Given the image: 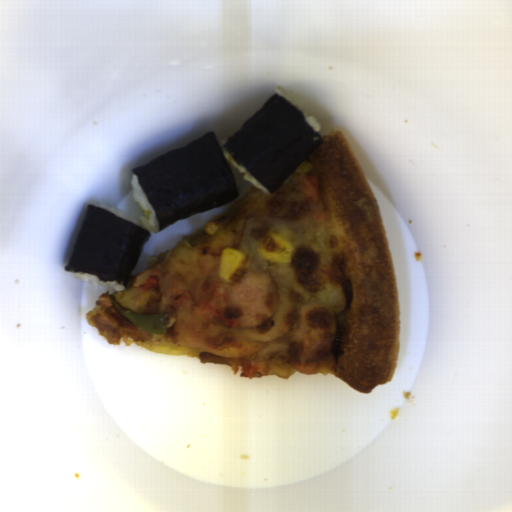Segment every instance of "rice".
Here are the masks:
<instances>
[{
	"mask_svg": "<svg viewBox=\"0 0 512 512\" xmlns=\"http://www.w3.org/2000/svg\"><path fill=\"white\" fill-rule=\"evenodd\" d=\"M131 185H132V195L133 199L138 202L141 208L147 210L149 212V217H141L140 221L130 214L126 213L123 210H120L118 208L108 206L105 204H94L93 206H96L132 225H135L148 233L157 234L160 231V223L158 220V217L156 215L155 209L147 196L140 179L137 175L134 173L131 177Z\"/></svg>",
	"mask_w": 512,
	"mask_h": 512,
	"instance_id": "rice-1",
	"label": "rice"
},
{
	"mask_svg": "<svg viewBox=\"0 0 512 512\" xmlns=\"http://www.w3.org/2000/svg\"><path fill=\"white\" fill-rule=\"evenodd\" d=\"M70 277H73L75 279H82L85 282L93 285V286H109L114 288L116 291H122L125 290L126 286H121L116 281H102L95 275L85 274V273H74L69 271Z\"/></svg>",
	"mask_w": 512,
	"mask_h": 512,
	"instance_id": "rice-2",
	"label": "rice"
},
{
	"mask_svg": "<svg viewBox=\"0 0 512 512\" xmlns=\"http://www.w3.org/2000/svg\"><path fill=\"white\" fill-rule=\"evenodd\" d=\"M275 94H279L281 95L284 99H286L289 103H291L296 109H298L305 121L318 133L320 132V129H321V124L319 123V121L317 119H315L314 117H312L311 115H307L302 109H300L296 104H294L290 97L288 96L287 92L284 90L283 87H277L275 88Z\"/></svg>",
	"mask_w": 512,
	"mask_h": 512,
	"instance_id": "rice-3",
	"label": "rice"
},
{
	"mask_svg": "<svg viewBox=\"0 0 512 512\" xmlns=\"http://www.w3.org/2000/svg\"><path fill=\"white\" fill-rule=\"evenodd\" d=\"M223 155L231 162V164L239 171L241 172L242 174H244V178L250 182L251 184H253L254 186H256L258 189H260L261 191L265 192V193H268L269 194V190H267L264 186H262L259 182H257L226 150L225 148L223 147Z\"/></svg>",
	"mask_w": 512,
	"mask_h": 512,
	"instance_id": "rice-4",
	"label": "rice"
}]
</instances>
